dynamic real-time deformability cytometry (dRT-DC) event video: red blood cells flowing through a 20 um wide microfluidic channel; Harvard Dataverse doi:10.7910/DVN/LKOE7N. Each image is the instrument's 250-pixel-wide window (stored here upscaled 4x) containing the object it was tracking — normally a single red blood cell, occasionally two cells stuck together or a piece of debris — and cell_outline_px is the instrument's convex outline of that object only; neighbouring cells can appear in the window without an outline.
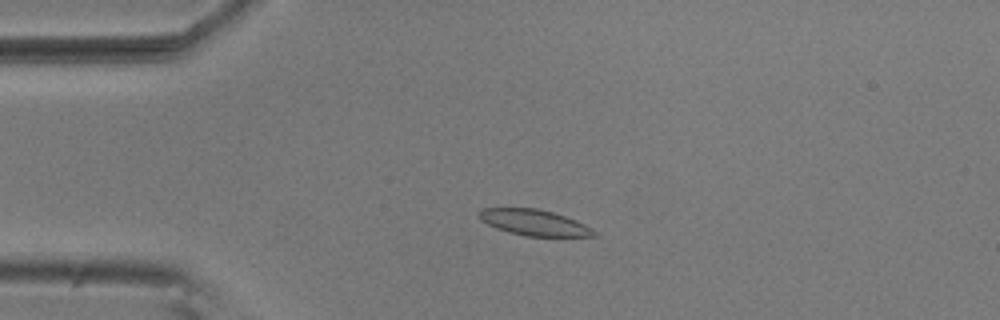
{"species": "common noctule bat (a hibernating species)", "species_latin": "Nyctalus noctula", "temperature_condition": "room temperature", "stored_images_in_passage": 50, "camera_frame_rate_fps": 3000, "um_per_image_px": 0.085, "animal": {"sex": "male", "body_mass_g": 20.5, "forearm_length_mm": 52.5}, "frame": {"image": 1, "passage_image": 8, "time_ms": 2.333, "image_size_px": [1000, 320], "cell_outline_px": [[596, 236], [528, 236], [508, 232], [496, 228], [480, 220], [480, 212], [484, 208], [536, 208], [552, 212], [576, 220], [592, 228], [596, 232]], "centroid_in_image_um": [45.42, 18.92], "position_along_channel_um": 39.6, "area_um2": 17.11}}
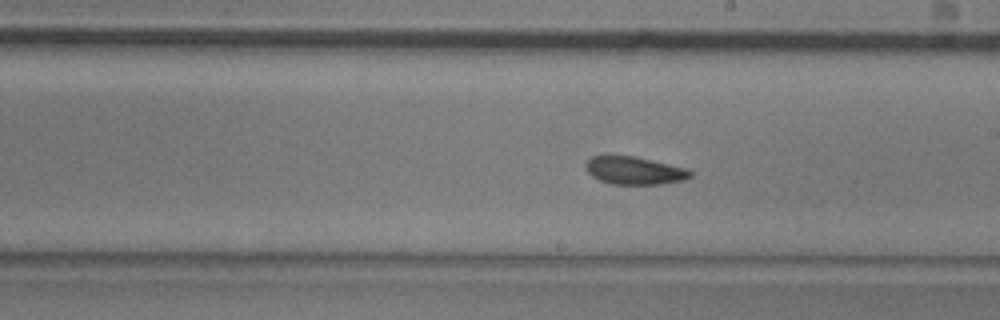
{"frame": {"image": 2, "passage_image": 26, "time_ms": 8.333, "image_size_px": [1000, 320], "cell_outline_px": [[692, 176], [684, 180], [660, 184], [612, 184], [600, 180], [592, 176], [588, 172], [584, 164], [592, 156], [632, 156], [688, 168], [692, 172]], "centroid_in_image_um": [53.94, 14.5], "position_along_channel_um": 235.1, "area_um2": 16.82}}
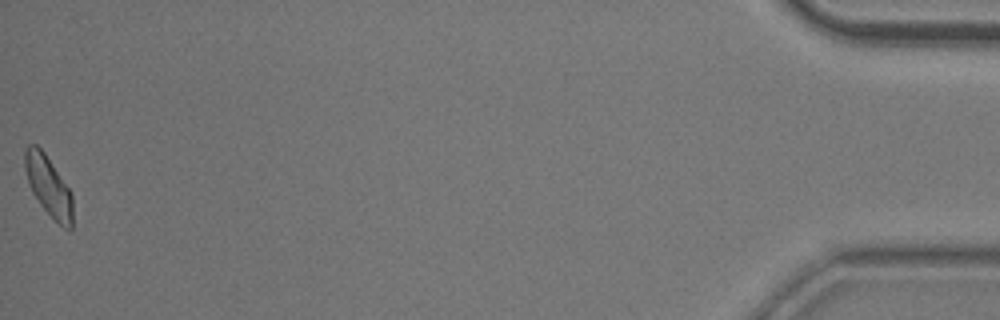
{"frame": {"image": 3, "passage_image": 50, "time_ms": 16.333, "image_size_px": [1000, 320], "cell_outline_px": [[72, 228], [68, 232], [40, 204], [32, 192], [24, 168], [24, 148], [28, 144], [36, 144], [44, 152], [72, 192]], "centroid_in_image_um": [4.12, 15.79], "position_along_channel_um": 431.1, "area_um2": 16.7}, "authors_computed_cell_mechanics": {"area_um2": 17.34, "velocity_mm_per_s": 3.692, "shape_relaxation_time_tau1_ms": 7.6946, "shape_relaxation_time_tau2_ms": 3.8696, "deformation_change_tau1": 0.1495, "deformation_change_tau2": 0.0919}}